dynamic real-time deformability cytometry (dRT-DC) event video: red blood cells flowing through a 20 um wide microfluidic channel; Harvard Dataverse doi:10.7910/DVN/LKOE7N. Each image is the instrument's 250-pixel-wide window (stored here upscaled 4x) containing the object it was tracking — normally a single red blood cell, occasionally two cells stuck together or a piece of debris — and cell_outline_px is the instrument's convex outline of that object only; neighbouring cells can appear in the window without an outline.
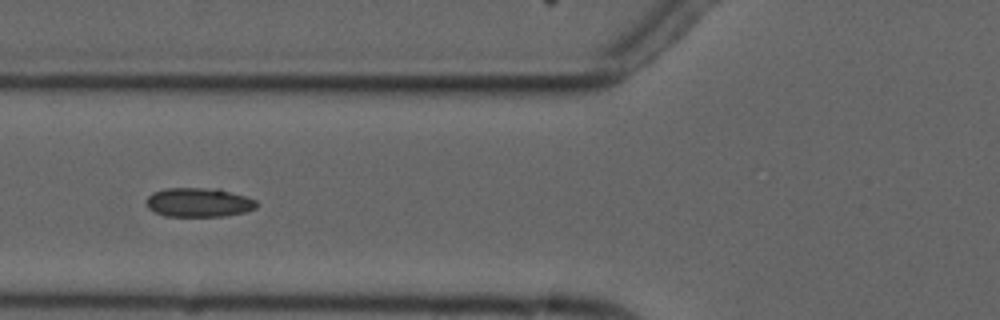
{"species": "common noctule bat (a hibernating species)", "species_latin": "Nyctalus noctula", "temperature_condition": "cold", "stored_images_in_passage": 7, "camera_frame_rate_fps": 3000, "um_per_image_px": 0.085, "animal": {"sex": "male", "forearm_length_mm": 52.5}, "frame": {"image": 1, "passage_image": 4, "time_ms": 5.667, "image_size_px": [1000, 320], "cell_outline_px": [[256, 208], [244, 212], [224, 216], [164, 216], [148, 208], [148, 196], [152, 192], [164, 188], [220, 188], [256, 200]], "centroid_in_image_um": [16.89, 17.19], "position_along_channel_um": 108.9, "area_um2": 18.67}}
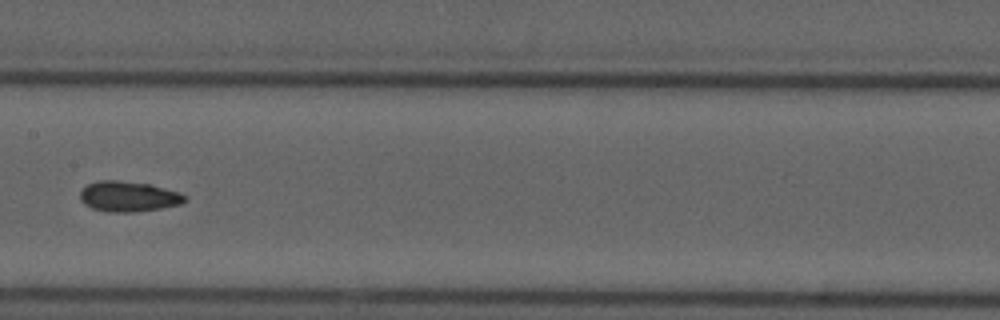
{"frame": {"image": 2, "passage_image": 6, "time_ms": 8.0, "image_size_px": [1000, 320], "cell_outline_px": [[188, 200], [180, 204], [160, 208], [136, 212], [108, 212], [92, 208], [84, 204], [80, 200], [80, 192], [88, 184], [100, 180], [120, 180], [152, 184], [180, 192], [188, 196]], "centroid_in_image_um": [10.95, 16.69], "position_along_channel_um": 196.4, "area_um2": 18.79}}
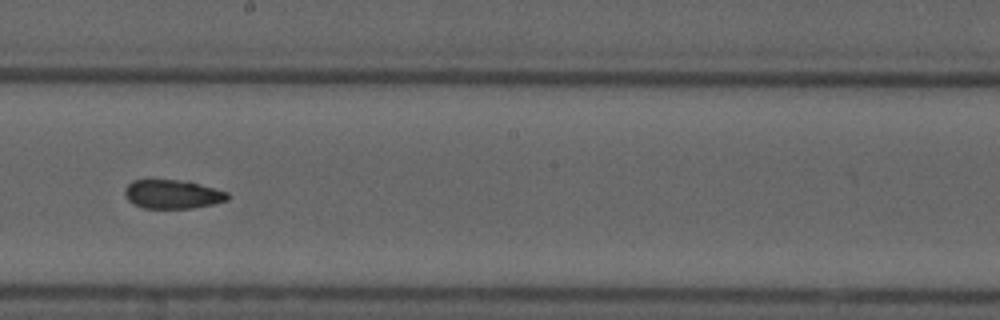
{"frame": {"image": 3, "passage_image": 7, "time_ms": 9.0, "image_size_px": [1000, 320], "cell_outline_px": [[232, 196], [228, 200], [212, 204], [192, 208], [144, 208], [128, 200], [124, 192], [124, 188], [132, 180], [176, 180], [196, 184], [228, 192]], "centroid_in_image_um": [14.66, 16.52], "position_along_channel_um": 233.5, "area_um2": 16.99}}